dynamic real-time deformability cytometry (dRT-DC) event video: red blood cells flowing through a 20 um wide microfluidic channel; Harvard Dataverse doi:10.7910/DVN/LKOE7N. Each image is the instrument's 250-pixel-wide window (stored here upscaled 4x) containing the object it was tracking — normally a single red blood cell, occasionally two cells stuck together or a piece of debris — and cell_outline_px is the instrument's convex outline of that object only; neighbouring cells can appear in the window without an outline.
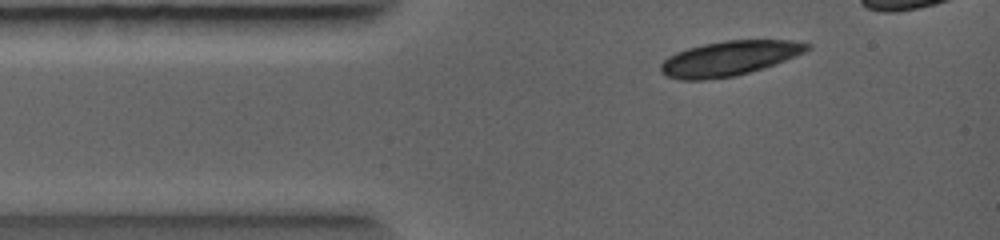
{"species": "common noctule bat (a hibernating species)", "species_latin": "Nyctalus noctula", "temperature_condition": "warm", "stored_images_in_passage": 4, "camera_frame_rate_fps": 5000, "um_per_image_px": 0.085, "animal": {"sex": "female", "body_mass_g": 19.0, "forearm_length_mm": 56.7}, "frame": {"image": 1, "passage_image": 3, "time_ms": 0.8, "image_size_px": [1000, 240], "cell_outline_px": [[812, 48], [804, 52], [764, 68], [736, 76], [704, 80], [680, 80], [668, 76], [660, 72], [660, 64], [668, 56], [676, 52], [688, 48], [704, 44], [724, 40], [792, 40], [812, 44]], "centroid_in_image_um": [61.97, 4.96], "position_along_channel_um": 23.0, "area_um2": 29.71}}